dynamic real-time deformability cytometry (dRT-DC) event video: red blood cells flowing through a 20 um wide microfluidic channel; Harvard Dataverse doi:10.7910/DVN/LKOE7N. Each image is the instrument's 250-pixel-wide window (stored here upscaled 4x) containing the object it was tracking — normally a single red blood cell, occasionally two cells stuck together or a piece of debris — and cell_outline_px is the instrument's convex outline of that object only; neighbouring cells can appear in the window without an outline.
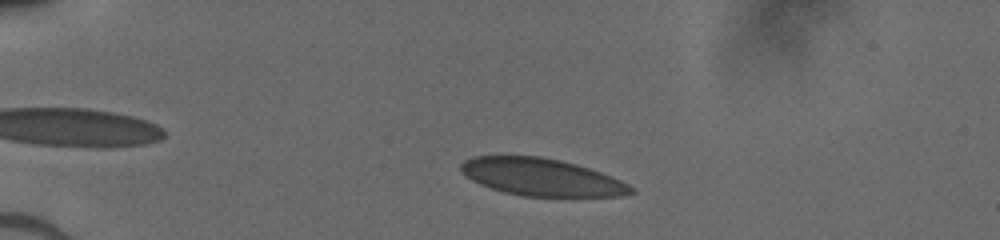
{"species": "human", "species_latin": "Homo sapiens", "temperature_condition": "cold", "stored_images_in_passage": 44, "camera_frame_rate_fps": 3000, "um_per_image_px": 0.085, "donor": {"sex": "male"}, "frame": {"image": 1, "passage_image": 6, "time_ms": 1.667, "image_size_px": [1000, 240], "cell_outline_px": [[636, 192], [620, 196], [524, 196], [504, 192], [480, 184], [472, 180], [460, 172], [460, 164], [464, 160], [472, 156], [540, 156], [560, 160], [576, 164], [612, 176], [636, 188]], "centroid_in_image_um": [46.02, 15.05], "position_along_channel_um": 39.0, "area_um2": 36.99}}
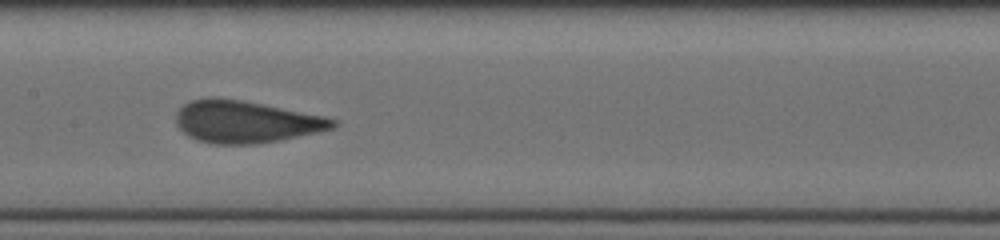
{"frame": {"image": 2, "passage_image": 21, "time_ms": 6.667, "image_size_px": [1000, 240], "cell_outline_px": [[340, 124], [332, 128], [316, 132], [280, 140], [256, 144], [216, 144], [196, 140], [188, 136], [176, 124], [176, 112], [184, 104], [192, 100], [208, 96], [220, 96], [324, 116], [340, 120]], "centroid_in_image_um": [20.87, 10.34], "position_along_channel_um": 186.5, "area_um2": 38.61}}
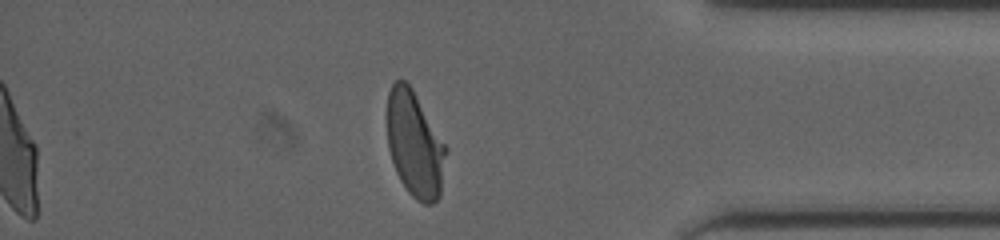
{"frame": {"image": 3, "passage_image": 38, "time_ms": 12.333, "image_size_px": [1000, 240], "cell_outline_px": [[448, 148], [440, 196], [432, 204], [424, 204], [416, 200], [408, 192], [400, 180], [396, 172], [388, 148], [384, 116], [388, 92], [392, 84], [396, 80], [404, 80], [412, 88]], "centroid_in_image_um": [35.22, 12.25], "position_along_channel_um": 400.0, "area_um2": 37.11}}